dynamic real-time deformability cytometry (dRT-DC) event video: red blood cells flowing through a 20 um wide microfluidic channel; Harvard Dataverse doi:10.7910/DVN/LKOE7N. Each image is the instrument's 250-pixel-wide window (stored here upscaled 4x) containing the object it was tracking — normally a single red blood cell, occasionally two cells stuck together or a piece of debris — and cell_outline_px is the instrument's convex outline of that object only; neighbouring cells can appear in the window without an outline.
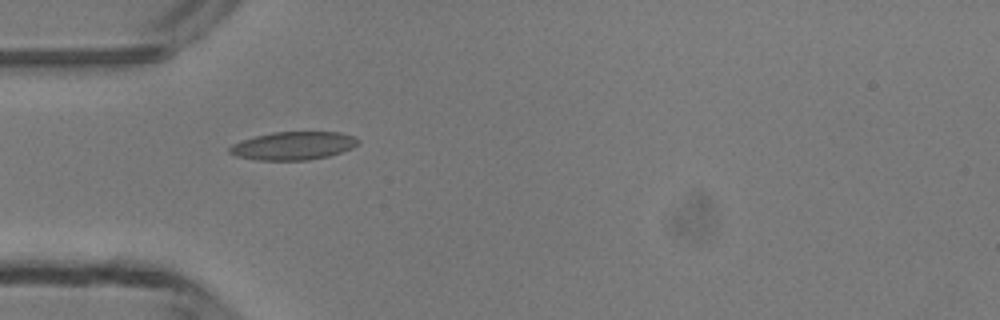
{"species": "common noctule bat (a hibernating species)", "species_latin": "Nyctalus noctula", "temperature_condition": "room temperature", "stored_images_in_passage": 5, "camera_frame_rate_fps": 3000, "um_per_image_px": 0.085, "animal": {"sex": "male", "body_mass_g": 13.3}, "frame": {"image": 1, "passage_image": 2, "time_ms": 2.0, "image_size_px": [1000, 320], "cell_outline_px": [[360, 140], [352, 148], [328, 156], [308, 160], [260, 160], [236, 156], [228, 152], [228, 148], [232, 144], [256, 136], [272, 132], [340, 132], [356, 136]], "centroid_in_image_um": [24.94, 12.38], "position_along_channel_um": 60.1, "area_um2": 20.98}}
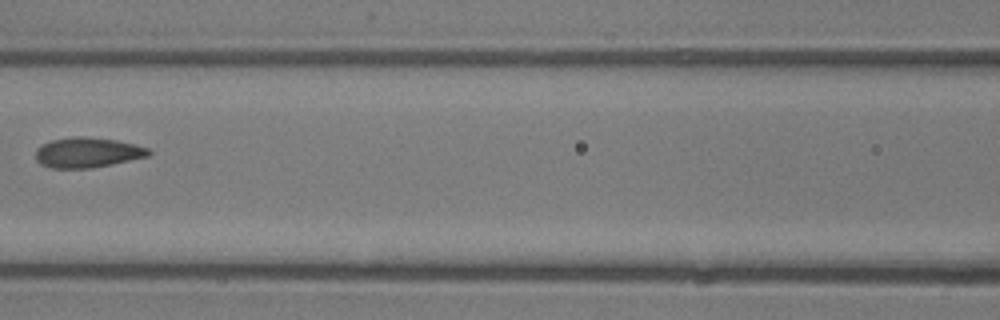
{"frame": {"image": 2, "passage_image": 4, "time_ms": 4.333, "image_size_px": [1000, 320], "cell_outline_px": [[152, 152], [148, 156], [112, 164], [92, 168], [52, 168], [40, 164], [36, 160], [36, 148], [40, 144], [52, 140], [72, 136], [84, 136], [116, 140], [148, 148]], "centroid_in_image_um": [7.39, 12.96], "position_along_channel_um": 159.2, "area_um2": 19.88}}
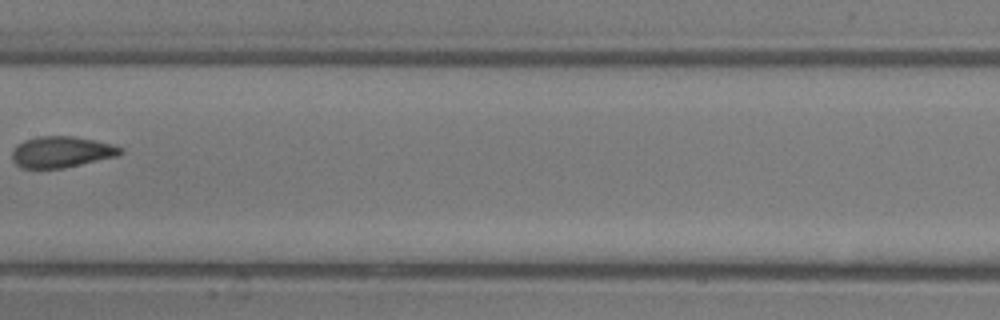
{"frame": {"image": 3, "passage_image": 5, "time_ms": 5.333, "image_size_px": [1000, 320], "cell_outline_px": [[124, 152], [120, 156], [64, 168], [24, 168], [16, 164], [12, 160], [12, 152], [16, 144], [24, 140], [40, 136], [72, 136], [112, 144], [124, 148]], "centroid_in_image_um": [5.26, 12.92], "position_along_channel_um": 202.1, "area_um2": 19.83}}